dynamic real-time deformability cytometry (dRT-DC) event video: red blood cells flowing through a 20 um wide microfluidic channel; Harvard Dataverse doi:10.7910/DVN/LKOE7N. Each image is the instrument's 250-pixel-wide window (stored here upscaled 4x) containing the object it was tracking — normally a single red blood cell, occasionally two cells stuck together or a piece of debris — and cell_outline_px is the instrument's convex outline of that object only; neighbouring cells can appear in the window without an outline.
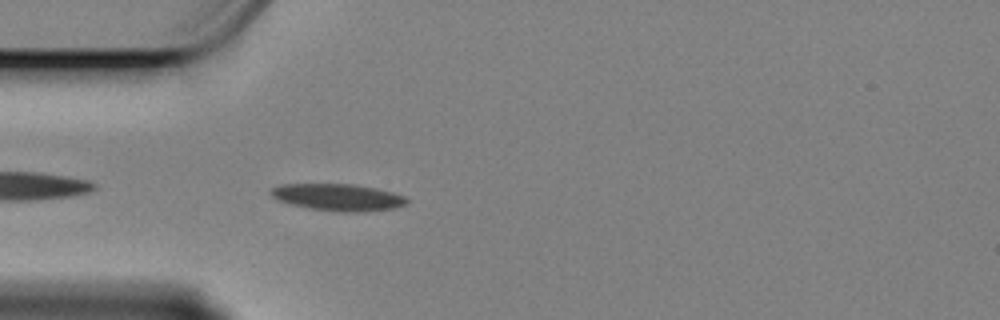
{"species": "Egyptian fruit bat (a non-hibernating species)", "species_latin": "Rousettus aegyptiacus", "temperature_condition": "cold", "stored_images_in_passage": 43, "camera_frame_rate_fps": 3000, "um_per_image_px": 0.085, "animal": {"sex": "female"}, "frame": {"image": 1, "passage_image": 1, "time_ms": 0.0, "image_size_px": [1000, 320], "cell_outline_px": [[408, 200], [404, 204], [392, 208], [364, 212], [340, 212], [308, 208], [276, 200], [268, 192], [272, 188], [280, 184], [352, 184], [376, 188], [392, 192], [404, 196]], "centroid_in_image_um": [28.68, 16.76], "position_along_channel_um": 56.3, "area_um2": 21.27}}
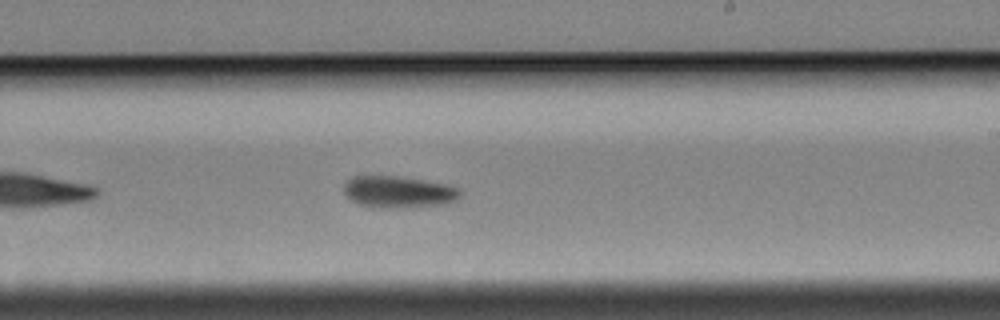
{"frame": {"image": 2, "passage_image": 19, "time_ms": 6.0, "image_size_px": [1000, 320], "cell_outline_px": [[464, 192], [456, 200], [444, 204], [400, 208], [384, 208], [356, 204], [344, 192], [344, 184], [352, 176], [400, 176], [448, 184], [460, 188]], "centroid_in_image_um": [33.91, 16.31], "position_along_channel_um": 255.1, "area_um2": 21.73}}
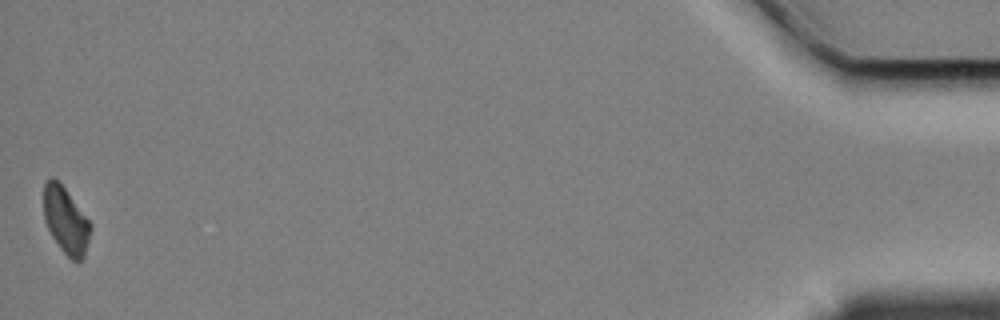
{"frame": {"image": 3, "passage_image": 43, "time_ms": 14.0, "image_size_px": [1000, 320], "cell_outline_px": [[92, 228], [84, 256], [80, 260], [72, 260], [60, 248], [52, 236], [44, 220], [44, 184], [52, 176], [64, 188], [92, 224]], "centroid_in_image_um": [5.6, 18.75], "position_along_channel_um": 429.6, "area_um2": 17.8}, "authors_computed_cell_mechanics": {"area_um2": 20.4612, "velocity_mm_per_s": 3.3716, "shape_relaxation_time_tau1_ms": 2.6975, "shape_relaxation_time_tau2_ms": null, "deformation_change_tau1": 0.1081, "deformation_change_tau2": null}}